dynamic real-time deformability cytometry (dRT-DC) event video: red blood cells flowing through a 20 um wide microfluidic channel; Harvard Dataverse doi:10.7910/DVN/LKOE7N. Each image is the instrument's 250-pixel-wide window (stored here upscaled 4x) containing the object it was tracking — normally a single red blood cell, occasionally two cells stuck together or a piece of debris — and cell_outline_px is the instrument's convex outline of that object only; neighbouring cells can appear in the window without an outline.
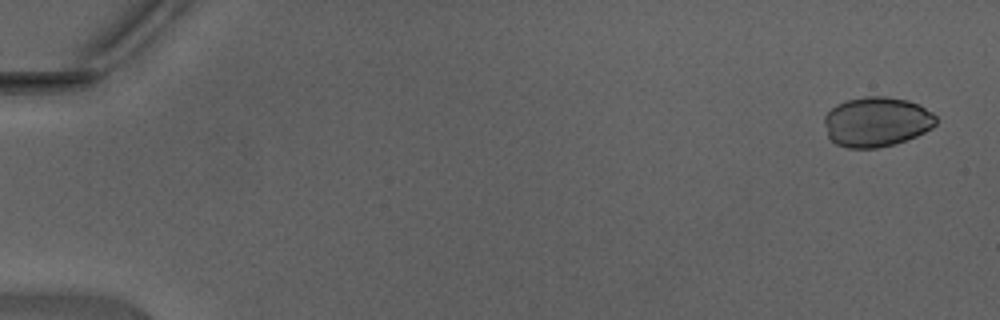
{"species": "Egyptian fruit bat (a non-hibernating species)", "species_latin": "Rousettus aegyptiacus", "temperature_condition": "warm", "stored_images_in_passage": 47, "camera_frame_rate_fps": 3000, "um_per_image_px": 0.085, "animal": {"sex": "male"}, "frame": {"image": 1, "passage_image": 2, "time_ms": 0.333, "image_size_px": [1000, 320], "cell_outline_px": [[936, 124], [932, 128], [916, 136], [892, 144], [876, 148], [848, 148], [836, 144], [828, 136], [824, 120], [824, 116], [836, 104], [848, 100], [864, 96], [888, 96], [908, 100], [920, 104], [932, 112], [936, 116]], "centroid_in_image_um": [74.52, 10.34], "position_along_channel_um": 10.5, "area_um2": 32.43}}
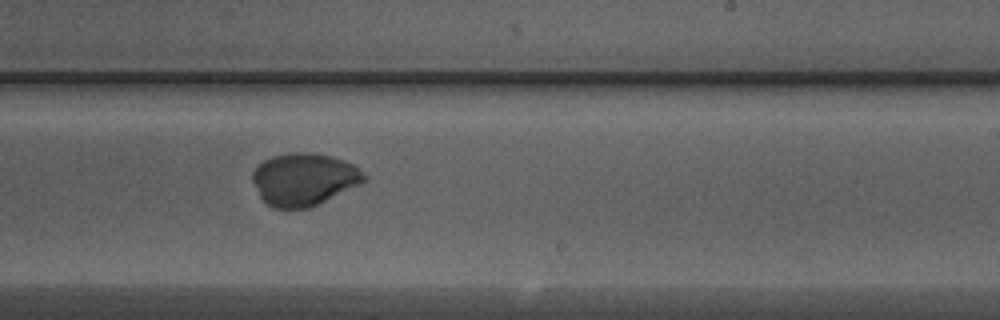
{"frame": {"image": 2, "passage_image": 30, "time_ms": 9.667, "image_size_px": [1000, 320], "cell_outline_px": [[368, 176], [364, 180], [308, 208], [272, 208], [260, 196], [252, 180], [252, 172], [264, 160], [272, 156], [292, 152], [308, 152], [332, 156], [344, 160], [352, 164]], "centroid_in_image_um": [25.79, 15.21], "position_along_channel_um": 263.2, "area_um2": 33.35}}
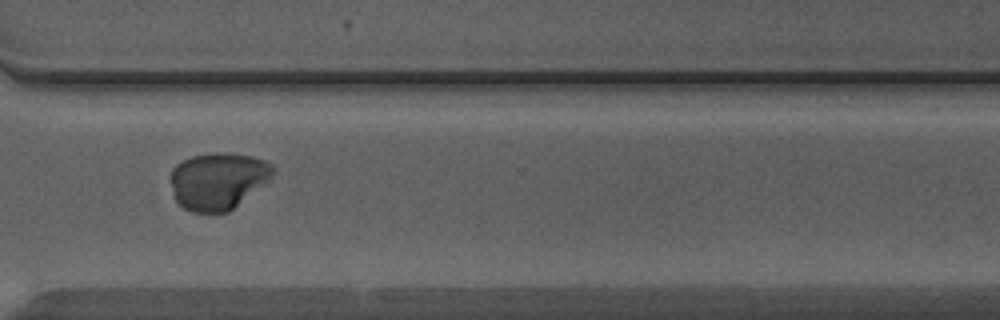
{"frame": {"image": 3, "passage_image": 36, "time_ms": 11.667, "image_size_px": [1000, 320], "cell_outline_px": [[276, 168], [272, 180], [228, 212], [192, 212], [184, 208], [176, 200], [168, 176], [172, 168], [176, 164], [192, 156], [220, 152], [252, 156], [264, 160], [272, 164]], "centroid_in_image_um": [18.56, 15.37], "position_along_channel_um": 352.0, "area_um2": 34.39}}